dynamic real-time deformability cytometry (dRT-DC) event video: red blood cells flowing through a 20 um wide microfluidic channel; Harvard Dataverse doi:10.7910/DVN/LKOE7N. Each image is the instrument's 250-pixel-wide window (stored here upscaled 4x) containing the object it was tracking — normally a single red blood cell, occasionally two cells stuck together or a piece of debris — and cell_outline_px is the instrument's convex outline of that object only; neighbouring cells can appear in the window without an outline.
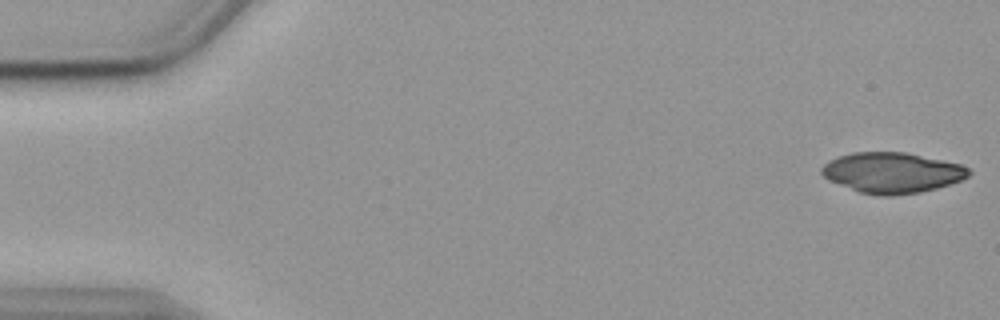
{"species": "common noctule bat (a hibernating species)", "species_latin": "Nyctalus noctula", "temperature_condition": "cold", "stored_images_in_passage": 55, "camera_frame_rate_fps": 3000, "um_per_image_px": 0.085, "animal": {"sex": "female", "body_mass_g": 19.9}, "frame": {"image": 1, "passage_image": 1, "time_ms": 0.0, "image_size_px": [1000, 320], "cell_outline_px": [[972, 172], [968, 176], [960, 180], [936, 188], [920, 192], [892, 196], [880, 196], [860, 192], [828, 180], [820, 172], [820, 168], [828, 160], [836, 156], [852, 152], [904, 152], [960, 164], [968, 168]], "centroid_in_image_um": [75.78, 14.67], "position_along_channel_um": 9.2, "area_um2": 34.68}}